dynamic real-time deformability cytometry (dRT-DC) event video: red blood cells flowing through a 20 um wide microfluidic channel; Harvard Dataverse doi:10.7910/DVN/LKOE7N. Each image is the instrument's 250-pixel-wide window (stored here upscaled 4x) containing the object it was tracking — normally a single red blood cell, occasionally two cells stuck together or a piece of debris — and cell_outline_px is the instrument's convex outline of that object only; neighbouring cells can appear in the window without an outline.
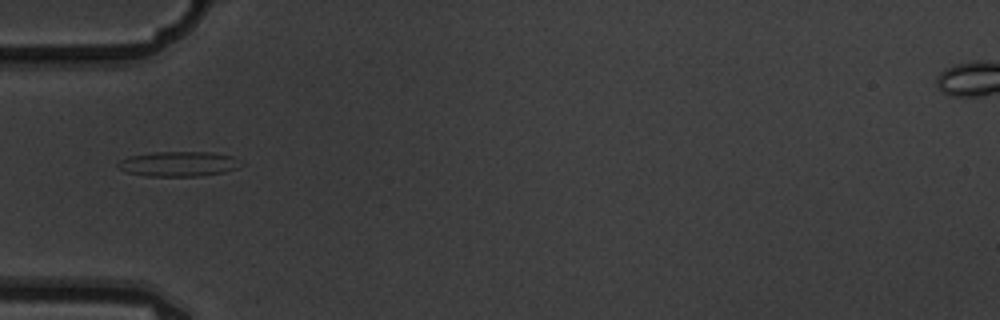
{"species": "common noctule bat (a hibernating species)", "species_latin": "Nyctalus noctula", "temperature_condition": "warm", "stored_images_in_passage": 3, "camera_frame_rate_fps": 3000, "um_per_image_px": 0.085, "animal": {"sex": "male", "body_mass_g": 19.5, "forearm_length_mm": 54.6}, "frame": {"image": 1, "passage_image": 1, "time_ms": 0.0, "image_size_px": [1000, 320], "cell_outline_px": [[244, 164], [240, 168], [224, 172], [200, 176], [144, 176], [124, 172], [116, 164], [120, 160], [128, 156], [156, 152], [212, 152], [232, 156]], "centroid_in_image_um": [15.19, 13.94], "position_along_channel_um": 69.8, "area_um2": 18.09}}
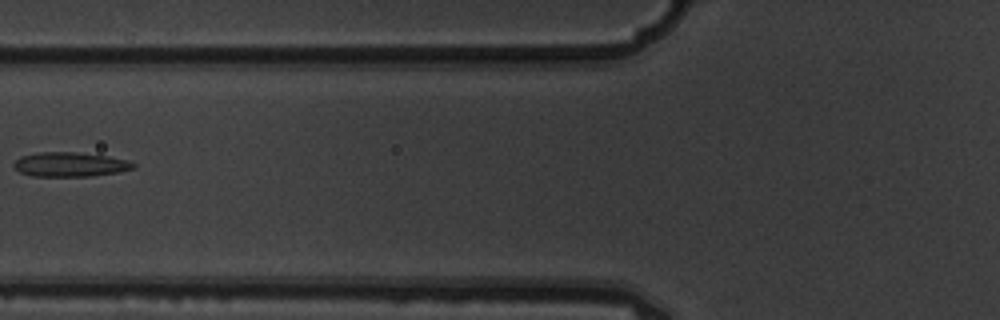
{"frame": {"image": 2, "passage_image": 2, "time_ms": 0.333, "image_size_px": [1000, 320], "cell_outline_px": [[136, 168], [116, 172], [92, 176], [32, 176], [20, 172], [12, 164], [20, 156], [36, 152], [76, 152], [108, 156], [128, 160], [136, 164]], "centroid_in_image_um": [5.95, 13.97], "position_along_channel_um": 119.8, "area_um2": 17.05}}
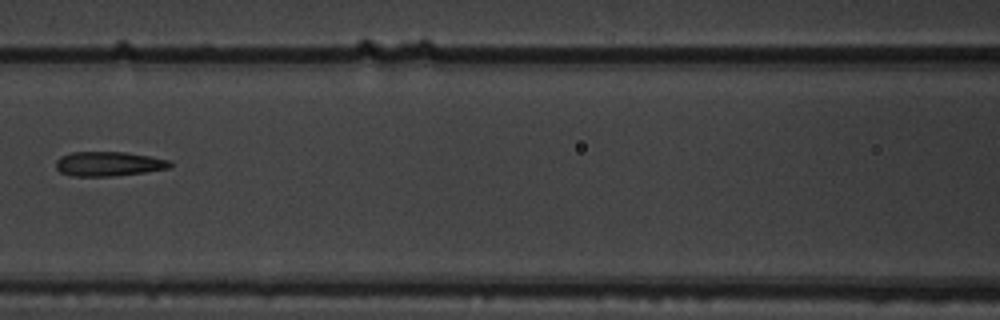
{"frame": {"image": 3, "passage_image": 3, "time_ms": 0.667, "image_size_px": [1000, 320], "cell_outline_px": [[172, 164], [168, 168], [144, 172], [112, 176], [72, 176], [60, 172], [56, 168], [56, 160], [60, 156], [72, 152], [124, 152], [172, 160]], "centroid_in_image_um": [9.21, 13.92], "position_along_channel_um": 157.4, "area_um2": 16.24}}